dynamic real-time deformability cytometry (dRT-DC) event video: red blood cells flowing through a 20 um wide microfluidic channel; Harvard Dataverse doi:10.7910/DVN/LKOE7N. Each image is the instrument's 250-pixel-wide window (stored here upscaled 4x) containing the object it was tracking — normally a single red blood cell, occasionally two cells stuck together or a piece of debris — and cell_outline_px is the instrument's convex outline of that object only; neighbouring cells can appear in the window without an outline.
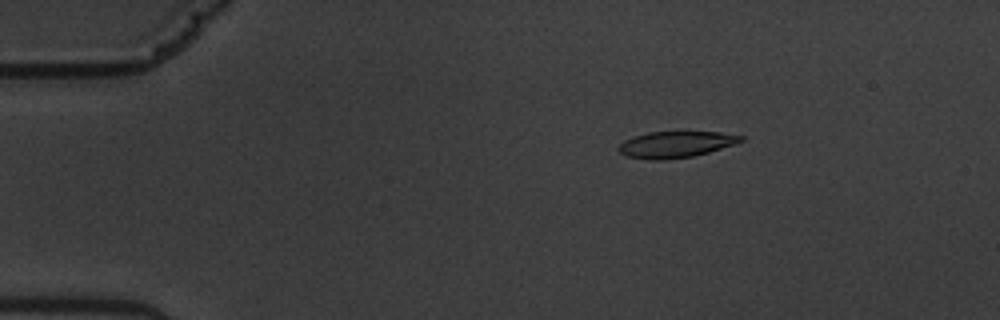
{"species": "common noctule bat (a hibernating species)", "species_latin": "Nyctalus noctula", "temperature_condition": "warm", "stored_images_in_passage": 58, "camera_frame_rate_fps": 3000, "um_per_image_px": 0.085, "animal": {"sex": "male", "body_mass_g": 19.5, "forearm_length_mm": 54.6}, "frame": {"image": 1, "passage_image": 10, "time_ms": 3.0, "image_size_px": [1000, 320], "cell_outline_px": [[744, 140], [736, 144], [708, 152], [692, 156], [664, 160], [648, 160], [628, 156], [620, 152], [616, 148], [624, 140], [632, 136], [648, 132], [720, 132], [744, 136]], "centroid_in_image_um": [57.43, 12.27], "position_along_channel_um": 27.6, "area_um2": 18.79}}
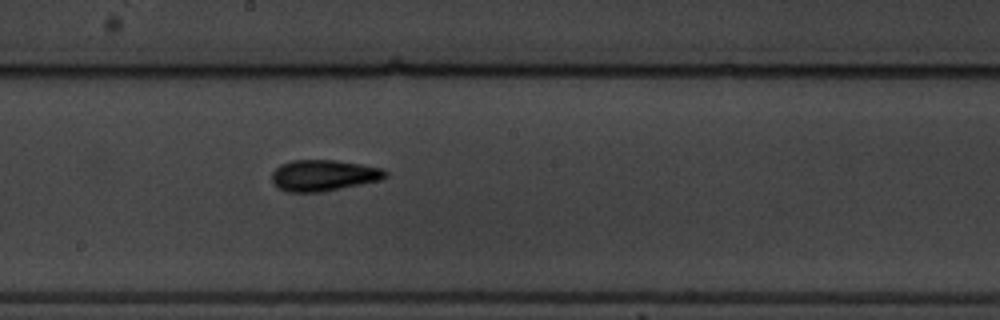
{"frame": {"image": 2, "passage_image": 32, "time_ms": 10.333, "image_size_px": [1000, 320], "cell_outline_px": [[388, 176], [380, 180], [324, 192], [288, 192], [276, 188], [272, 184], [272, 172], [280, 164], [292, 160], [336, 160], [360, 164], [380, 168], [388, 172]], "centroid_in_image_um": [27.47, 14.92], "position_along_channel_um": 220.7, "area_um2": 20.81}}
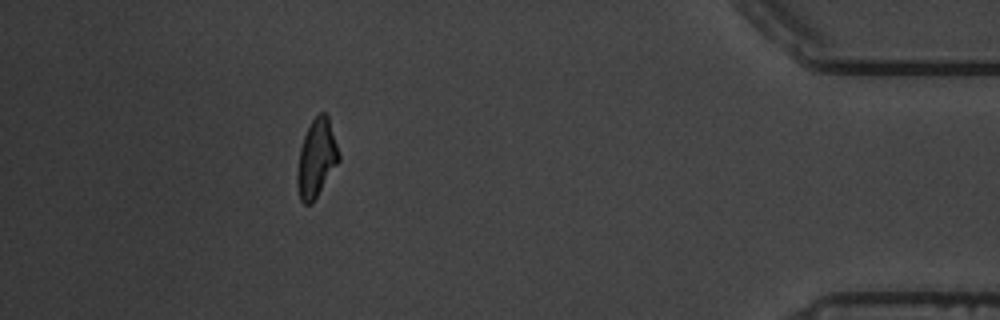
{"frame": {"image": 3, "passage_image": 52, "time_ms": 17.0, "image_size_px": [1000, 320], "cell_outline_px": [[340, 160], [312, 204], [304, 204], [300, 200], [296, 184], [296, 176], [300, 148], [304, 136], [312, 120], [320, 112], [324, 112], [328, 116], [340, 156]], "centroid_in_image_um": [26.89, 13.49], "position_along_channel_um": 408.3, "area_um2": 18.79}, "authors_computed_cell_mechanics": {"area_um2": 19.074, "velocity_mm_per_s": 3.5543, "shape_relaxation_time_tau1_ms": 5.4057, "shape_relaxation_time_tau2_ms": 1.2347, "deformation_change_tau1": 0.2011, "deformation_change_tau2": 0.0884}}